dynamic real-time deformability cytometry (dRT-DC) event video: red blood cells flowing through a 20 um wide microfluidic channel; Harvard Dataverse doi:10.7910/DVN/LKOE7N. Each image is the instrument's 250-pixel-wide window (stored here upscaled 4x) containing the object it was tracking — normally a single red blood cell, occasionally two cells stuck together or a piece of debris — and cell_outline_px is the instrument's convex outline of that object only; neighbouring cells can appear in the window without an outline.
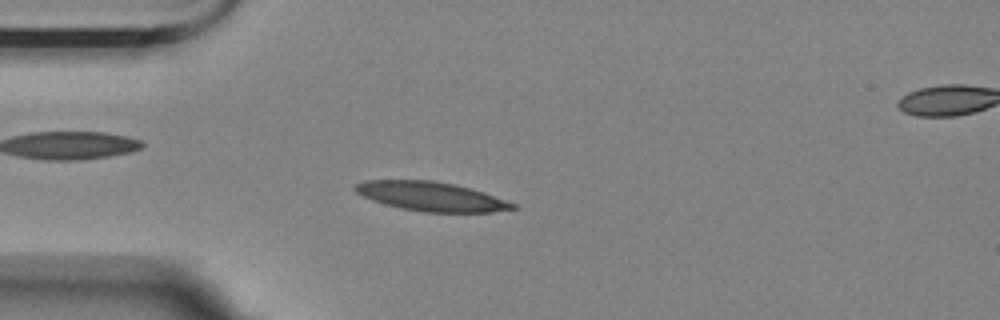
{"species": "Egyptian fruit bat (a non-hibernating species)", "species_latin": "Rousettus aegyptiacus", "temperature_condition": "room temperature", "stored_images_in_passage": 51, "segment_of_instrument_passage": [1, 2], "camera_frame_rate_fps": 3000, "um_per_image_px": 0.085, "animal": {"sex": "female"}, "frame": {"image": 1, "passage_image": 8, "time_ms": 2.333, "image_size_px": [1000, 320], "cell_outline_px": [[520, 208], [492, 212], [424, 212], [400, 208], [384, 204], [372, 200], [356, 192], [352, 188], [356, 184], [364, 180], [432, 180], [456, 184], [484, 192], [516, 204]], "centroid_in_image_um": [36.66, 16.69], "position_along_channel_um": 48.3, "area_um2": 26.88}}
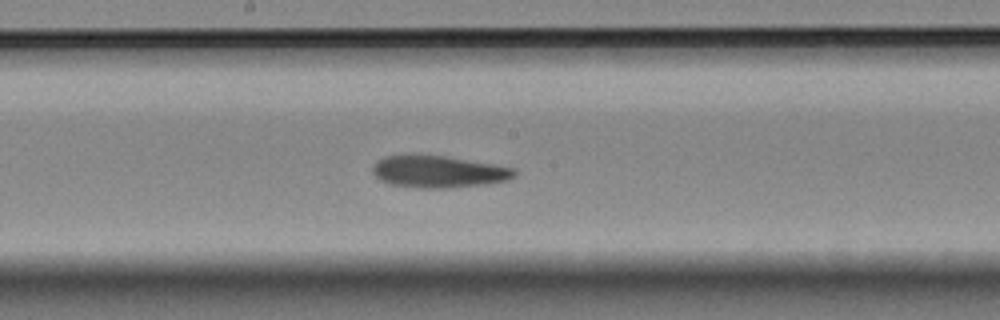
{"frame": {"image": 2, "passage_image": 23, "time_ms": 7.333, "image_size_px": [1000, 320], "cell_outline_px": [[516, 176], [508, 180], [484, 184], [452, 188], [420, 188], [388, 184], [380, 180], [372, 172], [372, 164], [376, 160], [384, 156], [444, 156], [516, 168]], "centroid_in_image_um": [37.26, 14.61], "position_along_channel_um": 210.9, "area_um2": 26.3}}
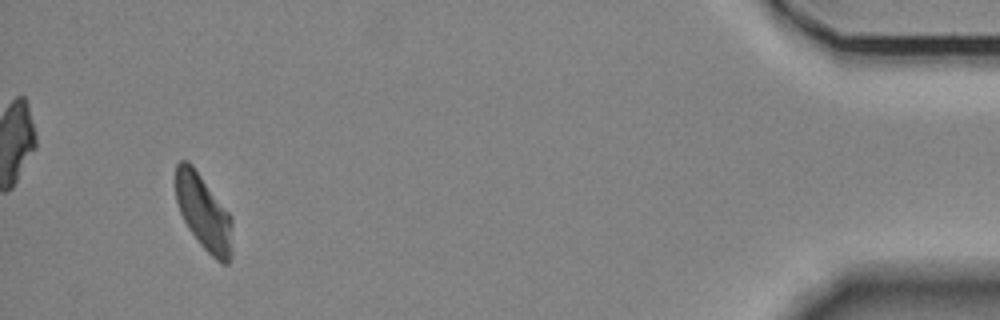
{"frame": {"image": 3, "passage_image": 47, "time_ms": 15.333, "image_size_px": [1000, 320], "cell_outline_px": [[232, 256], [228, 264], [224, 264], [216, 260], [200, 244], [188, 228], [180, 212], [176, 200], [176, 164], [180, 160], [188, 160], [192, 164], [232, 216]], "centroid_in_image_um": [17.33, 18.07], "position_along_channel_um": 417.9, "area_um2": 25.03}}